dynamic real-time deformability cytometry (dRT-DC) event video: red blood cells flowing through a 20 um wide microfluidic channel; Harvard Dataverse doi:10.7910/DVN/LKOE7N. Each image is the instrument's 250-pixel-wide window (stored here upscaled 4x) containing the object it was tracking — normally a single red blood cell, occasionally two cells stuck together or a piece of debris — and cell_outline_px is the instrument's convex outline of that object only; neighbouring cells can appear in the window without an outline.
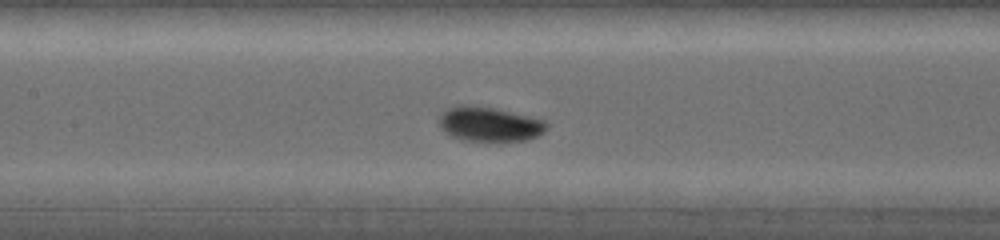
{"species": "common noctule bat (a hibernating species)", "species_latin": "Nyctalus noctula", "temperature_condition": "warm", "stored_images_in_passage": 23, "camera_frame_rate_fps": 5000, "um_per_image_px": 0.085, "animal": {"sex": "female", "body_mass_g": 19.0, "forearm_length_mm": 53.3}, "frame": {"image": 1, "passage_image": 8, "time_ms": 3.4, "image_size_px": [1000, 240], "cell_outline_px": [[548, 128], [544, 132], [528, 140], [464, 140], [452, 136], [444, 132], [440, 128], [440, 116], [448, 108], [460, 104], [468, 104], [492, 108], [528, 116], [544, 120], [548, 124]], "centroid_in_image_um": [41.6, 10.54], "position_along_channel_um": 165.8, "area_um2": 21.33}}
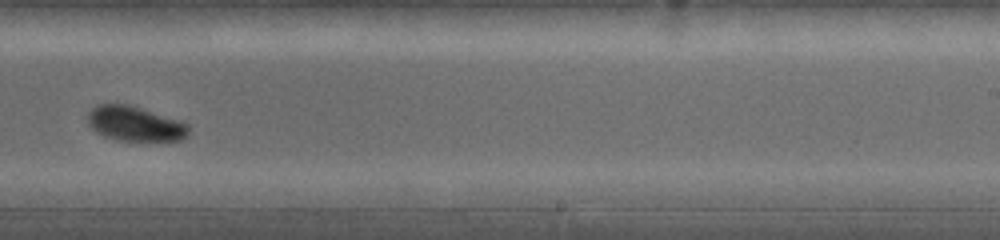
{"frame": {"image": 2, "passage_image": 14, "time_ms": 6.2, "image_size_px": [1000, 240], "cell_outline_px": [[188, 136], [180, 140], [116, 140], [104, 136], [96, 132], [88, 124], [88, 112], [96, 104], [128, 104], [180, 120], [188, 124]], "centroid_in_image_um": [11.46, 10.51], "position_along_channel_um": 277.5, "area_um2": 20.4}}
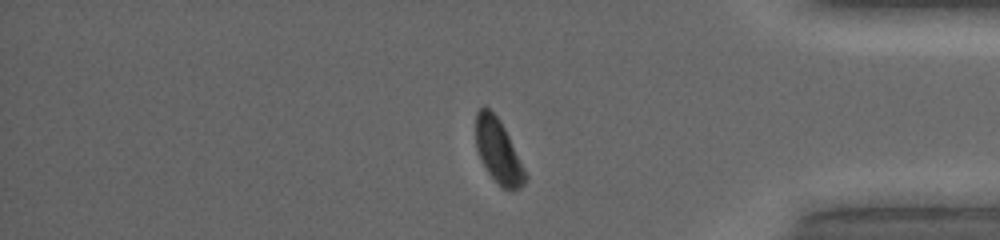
{"frame": {"image": 3, "passage_image": 22, "time_ms": 9.6, "image_size_px": [1000, 240], "cell_outline_px": [[528, 180], [520, 188], [504, 188], [488, 172], [476, 148], [476, 112], [484, 104], [500, 120], [528, 176]], "centroid_in_image_um": [42.35, 12.82], "position_along_channel_um": 392.9, "area_um2": 17.92}, "authors_computed_cell_mechanics": {"area_um2": 20.4034, "velocity_mm_per_s": 4.0095, "shape_relaxation_time_tau1_ms": 2.1968, "shape_relaxation_time_tau2_ms": null, "deformation_change_tau1": 0.1321, "deformation_change_tau2": null}}